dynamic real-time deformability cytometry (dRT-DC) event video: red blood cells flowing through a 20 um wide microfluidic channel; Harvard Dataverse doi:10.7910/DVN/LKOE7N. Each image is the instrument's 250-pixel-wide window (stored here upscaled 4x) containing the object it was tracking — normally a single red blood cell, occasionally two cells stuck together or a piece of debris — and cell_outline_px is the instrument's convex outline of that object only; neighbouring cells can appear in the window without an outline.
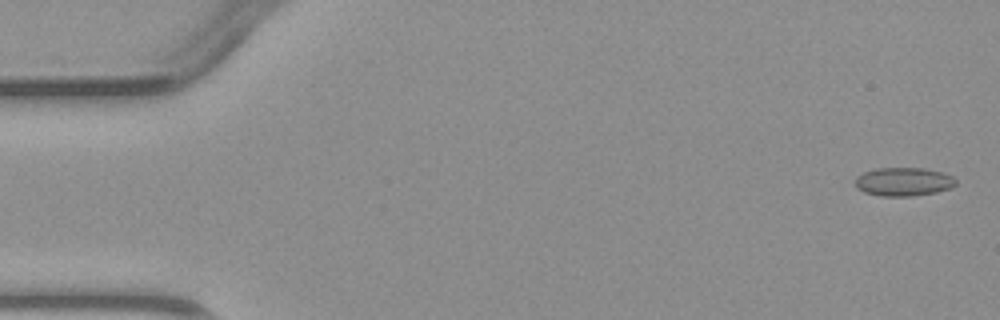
{"species": "common noctule bat (a hibernating species)", "species_latin": "Nyctalus noctula", "temperature_condition": "warm", "stored_images_in_passage": 5, "camera_frame_rate_fps": 3000, "um_per_image_px": 0.085, "animal": {"sex": "male", "body_mass_g": 23.1, "forearm_length_mm": 52.7}, "frame": {"image": 1, "passage_image": 1, "time_ms": 0.0, "image_size_px": [1000, 320], "cell_outline_px": [[956, 184], [952, 188], [936, 192], [912, 196], [880, 196], [864, 192], [856, 188], [856, 176], [864, 172], [876, 168], [924, 168], [944, 172], [952, 176], [956, 180]], "centroid_in_image_um": [76.81, 15.44], "position_along_channel_um": 8.2, "area_um2": 16.88}}
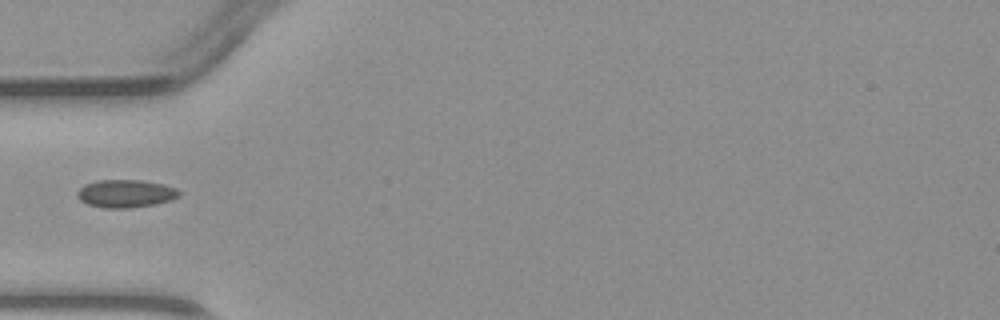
{"frame": {"image": 2, "passage_image": 4, "time_ms": 4.667, "image_size_px": [1000, 320], "cell_outline_px": [[180, 196], [172, 200], [156, 204], [128, 208], [104, 208], [88, 204], [80, 200], [76, 196], [76, 192], [84, 184], [96, 180], [144, 180], [164, 184], [176, 188], [180, 192]], "centroid_in_image_um": [10.68, 16.45], "position_along_channel_um": 74.3, "area_um2": 16.76}}
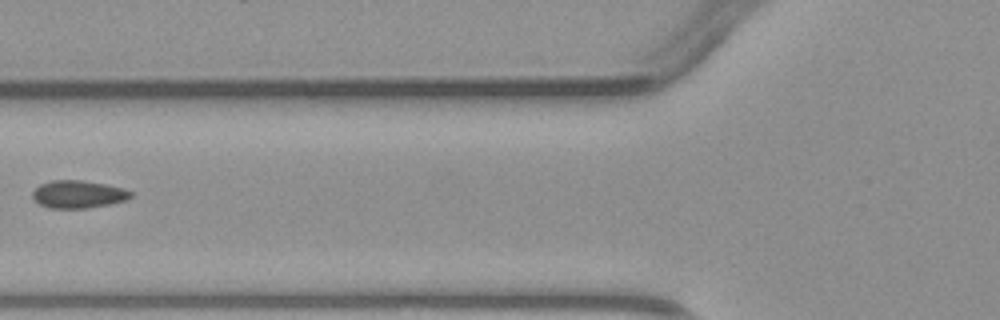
{"frame": {"image": 3, "passage_image": 5, "time_ms": 5.667, "image_size_px": [1000, 320], "cell_outline_px": [[132, 196], [128, 200], [108, 204], [84, 208], [48, 208], [40, 204], [32, 196], [32, 192], [40, 184], [52, 180], [80, 180], [104, 184], [124, 188], [132, 192]], "centroid_in_image_um": [6.65, 16.51], "position_along_channel_um": 119.1, "area_um2": 15.72}}